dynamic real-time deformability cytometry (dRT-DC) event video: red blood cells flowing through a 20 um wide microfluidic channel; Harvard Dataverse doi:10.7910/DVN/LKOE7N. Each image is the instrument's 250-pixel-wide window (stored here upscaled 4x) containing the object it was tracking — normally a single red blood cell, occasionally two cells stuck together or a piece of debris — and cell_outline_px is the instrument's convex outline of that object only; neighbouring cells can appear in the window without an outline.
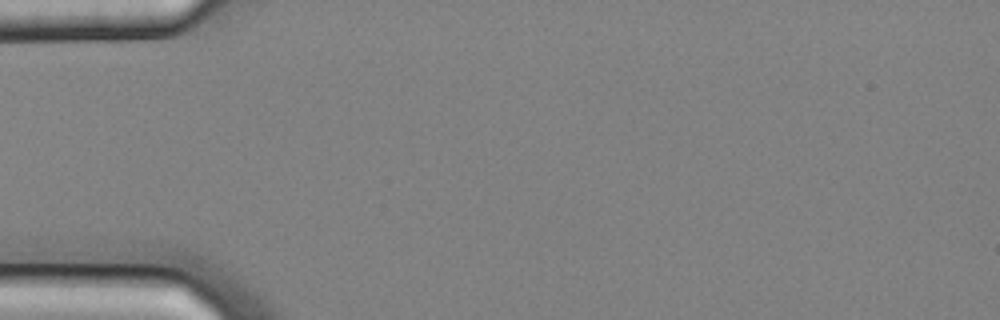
{"species": "common noctule bat (a hibernating species)", "species_latin": "Nyctalus noctula", "temperature_condition": "cold", "stored_images_in_passage": 2, "camera_frame_rate_fps": 3000, "um_per_image_px": 0.085, "animal": {"sex": "male", "body_mass_g": 20.4}, "frame": {"image": 1, "passage_image": 1, "time_ms": 0.0, "image_size_px": [1000, 320], "cell_outline_px": [[192, 288], [156, 288], [68, 284], [60, 276], [64, 272], [116, 272], [172, 276], [188, 284]], "centroid_in_image_um": [10.48, 23.8], "position_along_channel_um": 74.5, "area_um2": 11.33}}